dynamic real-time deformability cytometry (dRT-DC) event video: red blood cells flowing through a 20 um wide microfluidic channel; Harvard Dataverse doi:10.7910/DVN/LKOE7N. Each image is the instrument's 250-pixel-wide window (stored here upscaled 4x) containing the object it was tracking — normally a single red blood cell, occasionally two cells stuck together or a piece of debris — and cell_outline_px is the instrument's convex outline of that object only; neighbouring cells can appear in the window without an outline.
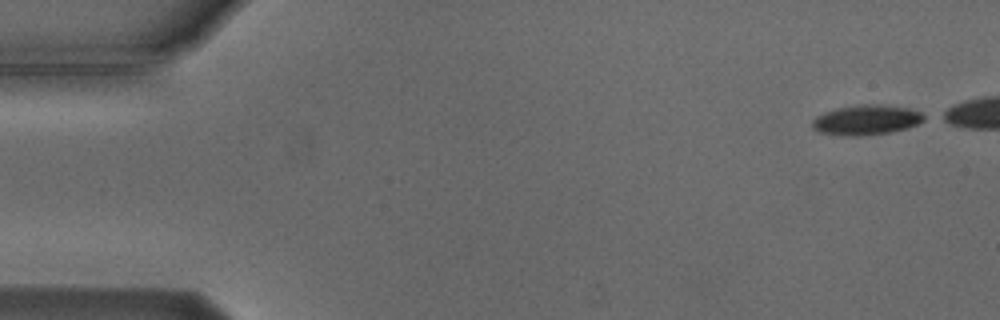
{"species": "Egyptian fruit bat (a non-hibernating species)", "species_latin": "Rousettus aegyptiacus", "temperature_condition": "cold", "stored_images_in_passage": 10, "camera_frame_rate_fps": 3000, "um_per_image_px": 0.085, "animal": {"sex": "male"}, "frame": {"image": 1, "passage_image": 1, "time_ms": 0.0, "image_size_px": [1000, 320], "cell_outline_px": [[928, 116], [924, 120], [908, 128], [888, 132], [856, 136], [852, 136], [820, 132], [812, 128], [812, 120], [816, 116], [824, 112], [840, 108], [864, 104], [880, 104], [908, 108], [920, 112]], "centroid_in_image_um": [73.66, 10.18], "position_along_channel_um": 11.3, "area_um2": 19.25}}
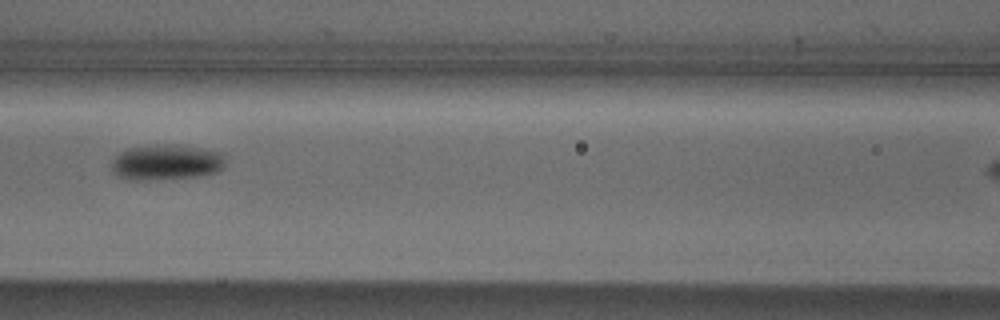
{"frame": {"image": 2, "passage_image": 6, "time_ms": 7.0, "image_size_px": [1000, 320], "cell_outline_px": [[224, 168], [216, 172], [200, 176], [156, 180], [128, 180], [116, 176], [112, 168], [112, 160], [120, 152], [128, 148], [156, 144], [176, 144], [224, 152]], "centroid_in_image_um": [14.14, 13.79], "position_along_channel_um": 152.5, "area_um2": 23.99}}
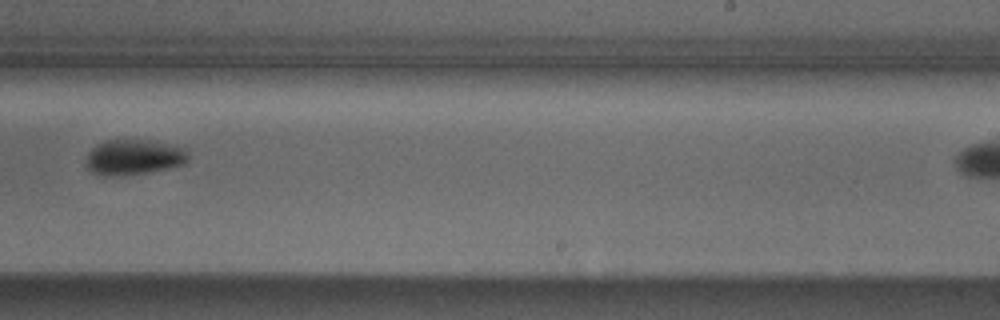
{"frame": {"image": 3, "passage_image": 9, "time_ms": 10.333, "image_size_px": [1000, 320], "cell_outline_px": [[188, 160], [184, 164], [168, 168], [148, 172], [120, 176], [104, 176], [92, 172], [84, 164], [84, 160], [88, 152], [96, 144], [104, 140], [148, 140], [184, 148], [188, 152]], "centroid_in_image_um": [11.31, 13.37], "position_along_channel_um": 277.7, "area_um2": 21.21}}